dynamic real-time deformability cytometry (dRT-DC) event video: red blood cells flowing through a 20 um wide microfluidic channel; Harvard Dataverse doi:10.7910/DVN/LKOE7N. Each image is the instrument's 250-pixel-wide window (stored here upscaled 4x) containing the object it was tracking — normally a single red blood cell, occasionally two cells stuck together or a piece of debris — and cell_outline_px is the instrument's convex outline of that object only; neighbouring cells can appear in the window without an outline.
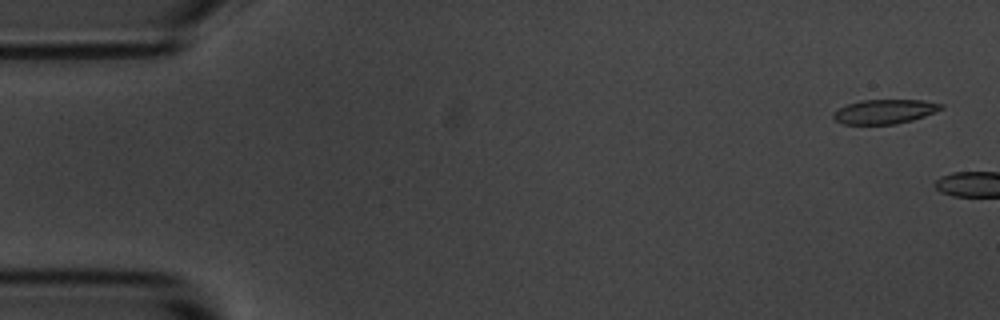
{"species": "common noctule bat (a hibernating species)", "species_latin": "Nyctalus noctula", "temperature_condition": "room temperature", "stored_images_in_passage": 2, "camera_frame_rate_fps": 3000, "um_per_image_px": 0.085, "animal": {"sex": "male", "body_mass_g": 20.1, "forearm_length_mm": 53.5}, "frame": {"image": 1, "passage_image": 1, "time_ms": 0.0, "image_size_px": [1000, 320], "cell_outline_px": [[944, 108], [936, 112], [912, 120], [896, 124], [844, 124], [836, 120], [832, 116], [832, 112], [848, 104], [860, 100], [924, 100], [944, 104]], "centroid_in_image_um": [75.22, 9.48], "position_along_channel_um": 9.8, "area_um2": 15.32}}